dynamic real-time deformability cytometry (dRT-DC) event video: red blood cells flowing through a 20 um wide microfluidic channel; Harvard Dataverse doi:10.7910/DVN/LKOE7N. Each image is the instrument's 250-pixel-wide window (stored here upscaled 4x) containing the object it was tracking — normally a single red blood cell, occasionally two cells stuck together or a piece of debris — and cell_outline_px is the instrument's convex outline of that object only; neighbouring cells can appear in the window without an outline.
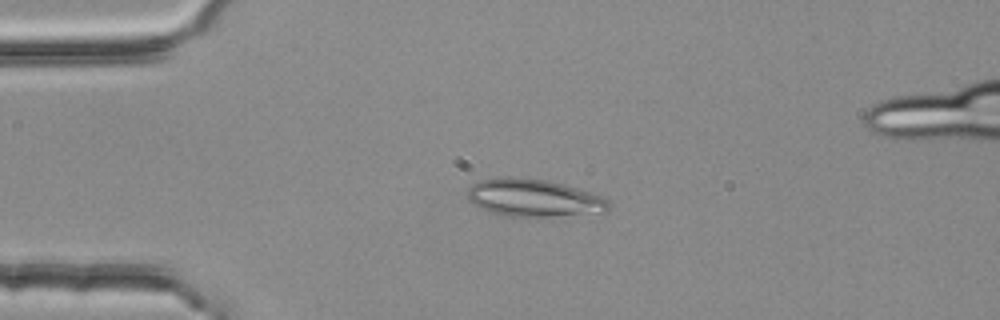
{"species": "common noctule bat (a hibernating species)", "species_latin": "Nyctalus noctula", "temperature_condition": "room temperature", "stored_images_in_passage": 4, "camera_frame_rate_fps": 3000, "um_per_image_px": 0.085, "animal": {"sex": "female", "body_mass_g": 25.1}, "frame": {"image": 1, "passage_image": 3, "time_ms": 0.667, "image_size_px": [1000, 320], "cell_outline_px": [[612, 208], [608, 212], [552, 216], [508, 216], [492, 212], [480, 208], [468, 200], [468, 188], [472, 184], [480, 180], [508, 176], [516, 176], [548, 180], [564, 184], [608, 196], [612, 200]], "centroid_in_image_um": [45.48, 16.81], "position_along_channel_um": 39.5, "area_um2": 31.56}}